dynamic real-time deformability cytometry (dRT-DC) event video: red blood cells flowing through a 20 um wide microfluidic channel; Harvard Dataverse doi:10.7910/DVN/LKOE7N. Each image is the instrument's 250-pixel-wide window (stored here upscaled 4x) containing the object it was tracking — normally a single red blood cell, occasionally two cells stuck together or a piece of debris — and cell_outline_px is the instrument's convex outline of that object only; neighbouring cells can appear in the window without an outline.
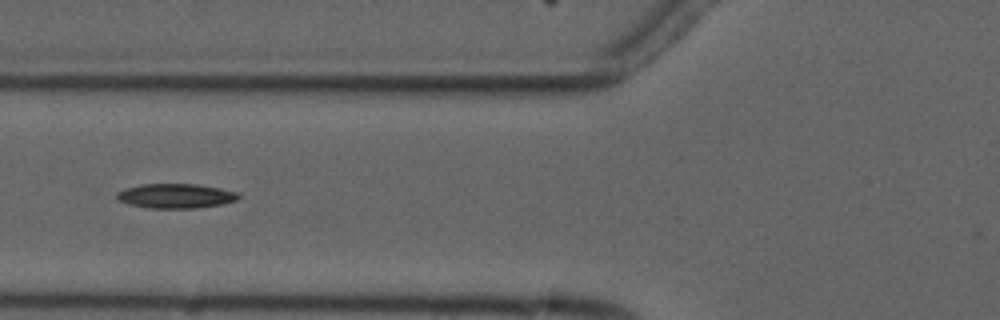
{"species": "common noctule bat (a hibernating species)", "species_latin": "Nyctalus noctula", "temperature_condition": "cold", "stored_images_in_passage": 4, "camera_frame_rate_fps": 3000, "um_per_image_px": 0.085, "animal": {"sex": "male", "forearm_length_mm": 52.5}, "frame": {"image": 1, "passage_image": 4, "time_ms": 3.333, "image_size_px": [1000, 320], "cell_outline_px": [[240, 196], [236, 200], [220, 204], [196, 208], [148, 208], [132, 204], [120, 200], [116, 196], [116, 192], [124, 188], [140, 184], [196, 184], [220, 188], [236, 192]], "centroid_in_image_um": [14.92, 16.64], "position_along_channel_um": 110.9, "area_um2": 17.22}}